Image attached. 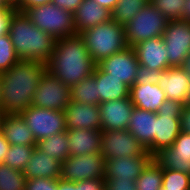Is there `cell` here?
Listing matches in <instances>:
<instances>
[{
	"instance_id": "obj_1",
	"label": "cell",
	"mask_w": 190,
	"mask_h": 190,
	"mask_svg": "<svg viewBox=\"0 0 190 190\" xmlns=\"http://www.w3.org/2000/svg\"><path fill=\"white\" fill-rule=\"evenodd\" d=\"M46 72V64L41 61L20 60L1 73L2 110L6 114L18 115L29 108Z\"/></svg>"
},
{
	"instance_id": "obj_2",
	"label": "cell",
	"mask_w": 190,
	"mask_h": 190,
	"mask_svg": "<svg viewBox=\"0 0 190 190\" xmlns=\"http://www.w3.org/2000/svg\"><path fill=\"white\" fill-rule=\"evenodd\" d=\"M79 34L55 39L47 71L71 87L93 74L96 67Z\"/></svg>"
},
{
	"instance_id": "obj_3",
	"label": "cell",
	"mask_w": 190,
	"mask_h": 190,
	"mask_svg": "<svg viewBox=\"0 0 190 190\" xmlns=\"http://www.w3.org/2000/svg\"><path fill=\"white\" fill-rule=\"evenodd\" d=\"M8 34L20 60L47 63L52 55L55 39L35 26L25 12L15 10Z\"/></svg>"
},
{
	"instance_id": "obj_4",
	"label": "cell",
	"mask_w": 190,
	"mask_h": 190,
	"mask_svg": "<svg viewBox=\"0 0 190 190\" xmlns=\"http://www.w3.org/2000/svg\"><path fill=\"white\" fill-rule=\"evenodd\" d=\"M79 35L84 40L85 46L96 64L129 47L126 43L124 26L112 19L88 28Z\"/></svg>"
},
{
	"instance_id": "obj_5",
	"label": "cell",
	"mask_w": 190,
	"mask_h": 190,
	"mask_svg": "<svg viewBox=\"0 0 190 190\" xmlns=\"http://www.w3.org/2000/svg\"><path fill=\"white\" fill-rule=\"evenodd\" d=\"M25 13L35 26L54 39L76 35L73 14L52 3L29 8Z\"/></svg>"
},
{
	"instance_id": "obj_6",
	"label": "cell",
	"mask_w": 190,
	"mask_h": 190,
	"mask_svg": "<svg viewBox=\"0 0 190 190\" xmlns=\"http://www.w3.org/2000/svg\"><path fill=\"white\" fill-rule=\"evenodd\" d=\"M168 21L165 15L149 2L124 26L126 43L133 47L142 41L163 36Z\"/></svg>"
},
{
	"instance_id": "obj_7",
	"label": "cell",
	"mask_w": 190,
	"mask_h": 190,
	"mask_svg": "<svg viewBox=\"0 0 190 190\" xmlns=\"http://www.w3.org/2000/svg\"><path fill=\"white\" fill-rule=\"evenodd\" d=\"M183 104L166 99L156 113L153 156L163 148H170L181 133L180 117Z\"/></svg>"
},
{
	"instance_id": "obj_8",
	"label": "cell",
	"mask_w": 190,
	"mask_h": 190,
	"mask_svg": "<svg viewBox=\"0 0 190 190\" xmlns=\"http://www.w3.org/2000/svg\"><path fill=\"white\" fill-rule=\"evenodd\" d=\"M106 160L102 152H94L80 156H68L61 163L59 179L78 182L83 180L105 178Z\"/></svg>"
},
{
	"instance_id": "obj_9",
	"label": "cell",
	"mask_w": 190,
	"mask_h": 190,
	"mask_svg": "<svg viewBox=\"0 0 190 190\" xmlns=\"http://www.w3.org/2000/svg\"><path fill=\"white\" fill-rule=\"evenodd\" d=\"M101 149L106 161L125 156H152L128 129L102 130Z\"/></svg>"
},
{
	"instance_id": "obj_10",
	"label": "cell",
	"mask_w": 190,
	"mask_h": 190,
	"mask_svg": "<svg viewBox=\"0 0 190 190\" xmlns=\"http://www.w3.org/2000/svg\"><path fill=\"white\" fill-rule=\"evenodd\" d=\"M36 142L66 131L65 112L31 105L22 114Z\"/></svg>"
},
{
	"instance_id": "obj_11",
	"label": "cell",
	"mask_w": 190,
	"mask_h": 190,
	"mask_svg": "<svg viewBox=\"0 0 190 190\" xmlns=\"http://www.w3.org/2000/svg\"><path fill=\"white\" fill-rule=\"evenodd\" d=\"M162 37L169 66H181L190 53V22L182 19L168 21Z\"/></svg>"
},
{
	"instance_id": "obj_12",
	"label": "cell",
	"mask_w": 190,
	"mask_h": 190,
	"mask_svg": "<svg viewBox=\"0 0 190 190\" xmlns=\"http://www.w3.org/2000/svg\"><path fill=\"white\" fill-rule=\"evenodd\" d=\"M70 101V87L47 71L36 89L32 105L64 111Z\"/></svg>"
},
{
	"instance_id": "obj_13",
	"label": "cell",
	"mask_w": 190,
	"mask_h": 190,
	"mask_svg": "<svg viewBox=\"0 0 190 190\" xmlns=\"http://www.w3.org/2000/svg\"><path fill=\"white\" fill-rule=\"evenodd\" d=\"M97 66L103 72L108 73L131 87L135 83L139 63L135 50L129 46L120 52L104 58L97 63Z\"/></svg>"
},
{
	"instance_id": "obj_14",
	"label": "cell",
	"mask_w": 190,
	"mask_h": 190,
	"mask_svg": "<svg viewBox=\"0 0 190 190\" xmlns=\"http://www.w3.org/2000/svg\"><path fill=\"white\" fill-rule=\"evenodd\" d=\"M153 159L162 169L190 175V134L181 132L170 148L161 149Z\"/></svg>"
},
{
	"instance_id": "obj_15",
	"label": "cell",
	"mask_w": 190,
	"mask_h": 190,
	"mask_svg": "<svg viewBox=\"0 0 190 190\" xmlns=\"http://www.w3.org/2000/svg\"><path fill=\"white\" fill-rule=\"evenodd\" d=\"M101 116V130H126L134 105L130 98L102 102L98 105Z\"/></svg>"
},
{
	"instance_id": "obj_16",
	"label": "cell",
	"mask_w": 190,
	"mask_h": 190,
	"mask_svg": "<svg viewBox=\"0 0 190 190\" xmlns=\"http://www.w3.org/2000/svg\"><path fill=\"white\" fill-rule=\"evenodd\" d=\"M158 85L163 89L167 99L185 105L190 99V76L180 67H170L161 71Z\"/></svg>"
},
{
	"instance_id": "obj_17",
	"label": "cell",
	"mask_w": 190,
	"mask_h": 190,
	"mask_svg": "<svg viewBox=\"0 0 190 190\" xmlns=\"http://www.w3.org/2000/svg\"><path fill=\"white\" fill-rule=\"evenodd\" d=\"M64 112L66 130H101V116L98 105L82 104L71 100Z\"/></svg>"
},
{
	"instance_id": "obj_18",
	"label": "cell",
	"mask_w": 190,
	"mask_h": 190,
	"mask_svg": "<svg viewBox=\"0 0 190 190\" xmlns=\"http://www.w3.org/2000/svg\"><path fill=\"white\" fill-rule=\"evenodd\" d=\"M153 156L119 157L106 161V179L136 181Z\"/></svg>"
},
{
	"instance_id": "obj_19",
	"label": "cell",
	"mask_w": 190,
	"mask_h": 190,
	"mask_svg": "<svg viewBox=\"0 0 190 190\" xmlns=\"http://www.w3.org/2000/svg\"><path fill=\"white\" fill-rule=\"evenodd\" d=\"M133 49L139 65L158 71L170 68L162 36L142 41L133 46Z\"/></svg>"
},
{
	"instance_id": "obj_20",
	"label": "cell",
	"mask_w": 190,
	"mask_h": 190,
	"mask_svg": "<svg viewBox=\"0 0 190 190\" xmlns=\"http://www.w3.org/2000/svg\"><path fill=\"white\" fill-rule=\"evenodd\" d=\"M156 113L139 109L134 106L130 116L128 131L146 148L153 156V139L155 137Z\"/></svg>"
},
{
	"instance_id": "obj_21",
	"label": "cell",
	"mask_w": 190,
	"mask_h": 190,
	"mask_svg": "<svg viewBox=\"0 0 190 190\" xmlns=\"http://www.w3.org/2000/svg\"><path fill=\"white\" fill-rule=\"evenodd\" d=\"M129 98L135 107L155 113L167 99L166 94L158 84L150 83L132 85Z\"/></svg>"
},
{
	"instance_id": "obj_22",
	"label": "cell",
	"mask_w": 190,
	"mask_h": 190,
	"mask_svg": "<svg viewBox=\"0 0 190 190\" xmlns=\"http://www.w3.org/2000/svg\"><path fill=\"white\" fill-rule=\"evenodd\" d=\"M69 156H80L94 152H102V130L73 129L67 130Z\"/></svg>"
},
{
	"instance_id": "obj_23",
	"label": "cell",
	"mask_w": 190,
	"mask_h": 190,
	"mask_svg": "<svg viewBox=\"0 0 190 190\" xmlns=\"http://www.w3.org/2000/svg\"><path fill=\"white\" fill-rule=\"evenodd\" d=\"M76 34L105 23L111 19V11L98 5L93 0H83L80 7L73 14Z\"/></svg>"
},
{
	"instance_id": "obj_24",
	"label": "cell",
	"mask_w": 190,
	"mask_h": 190,
	"mask_svg": "<svg viewBox=\"0 0 190 190\" xmlns=\"http://www.w3.org/2000/svg\"><path fill=\"white\" fill-rule=\"evenodd\" d=\"M61 163L35 147L29 160V164L24 168L23 174L26 179L48 178L59 179Z\"/></svg>"
},
{
	"instance_id": "obj_25",
	"label": "cell",
	"mask_w": 190,
	"mask_h": 190,
	"mask_svg": "<svg viewBox=\"0 0 190 190\" xmlns=\"http://www.w3.org/2000/svg\"><path fill=\"white\" fill-rule=\"evenodd\" d=\"M93 75L97 82L100 103L129 98L130 87L119 79L103 72L97 65Z\"/></svg>"
},
{
	"instance_id": "obj_26",
	"label": "cell",
	"mask_w": 190,
	"mask_h": 190,
	"mask_svg": "<svg viewBox=\"0 0 190 190\" xmlns=\"http://www.w3.org/2000/svg\"><path fill=\"white\" fill-rule=\"evenodd\" d=\"M2 132L10 145H36V139L21 114H6Z\"/></svg>"
},
{
	"instance_id": "obj_27",
	"label": "cell",
	"mask_w": 190,
	"mask_h": 190,
	"mask_svg": "<svg viewBox=\"0 0 190 190\" xmlns=\"http://www.w3.org/2000/svg\"><path fill=\"white\" fill-rule=\"evenodd\" d=\"M36 147L58 162L63 163L69 156L67 130L38 141Z\"/></svg>"
},
{
	"instance_id": "obj_28",
	"label": "cell",
	"mask_w": 190,
	"mask_h": 190,
	"mask_svg": "<svg viewBox=\"0 0 190 190\" xmlns=\"http://www.w3.org/2000/svg\"><path fill=\"white\" fill-rule=\"evenodd\" d=\"M97 82L94 75L84 78L79 83L70 87V100L90 105H99Z\"/></svg>"
},
{
	"instance_id": "obj_29",
	"label": "cell",
	"mask_w": 190,
	"mask_h": 190,
	"mask_svg": "<svg viewBox=\"0 0 190 190\" xmlns=\"http://www.w3.org/2000/svg\"><path fill=\"white\" fill-rule=\"evenodd\" d=\"M148 3L149 0H119L111 11V19L125 26Z\"/></svg>"
},
{
	"instance_id": "obj_30",
	"label": "cell",
	"mask_w": 190,
	"mask_h": 190,
	"mask_svg": "<svg viewBox=\"0 0 190 190\" xmlns=\"http://www.w3.org/2000/svg\"><path fill=\"white\" fill-rule=\"evenodd\" d=\"M163 169L154 161L136 179V190H161Z\"/></svg>"
},
{
	"instance_id": "obj_31",
	"label": "cell",
	"mask_w": 190,
	"mask_h": 190,
	"mask_svg": "<svg viewBox=\"0 0 190 190\" xmlns=\"http://www.w3.org/2000/svg\"><path fill=\"white\" fill-rule=\"evenodd\" d=\"M36 145H10L2 163L22 171L29 164Z\"/></svg>"
},
{
	"instance_id": "obj_32",
	"label": "cell",
	"mask_w": 190,
	"mask_h": 190,
	"mask_svg": "<svg viewBox=\"0 0 190 190\" xmlns=\"http://www.w3.org/2000/svg\"><path fill=\"white\" fill-rule=\"evenodd\" d=\"M26 180L22 171L0 163V190H25Z\"/></svg>"
},
{
	"instance_id": "obj_33",
	"label": "cell",
	"mask_w": 190,
	"mask_h": 190,
	"mask_svg": "<svg viewBox=\"0 0 190 190\" xmlns=\"http://www.w3.org/2000/svg\"><path fill=\"white\" fill-rule=\"evenodd\" d=\"M19 61L9 34L0 36V73L8 71Z\"/></svg>"
},
{
	"instance_id": "obj_34",
	"label": "cell",
	"mask_w": 190,
	"mask_h": 190,
	"mask_svg": "<svg viewBox=\"0 0 190 190\" xmlns=\"http://www.w3.org/2000/svg\"><path fill=\"white\" fill-rule=\"evenodd\" d=\"M149 2L160 10L169 21L182 19L184 0H149Z\"/></svg>"
},
{
	"instance_id": "obj_35",
	"label": "cell",
	"mask_w": 190,
	"mask_h": 190,
	"mask_svg": "<svg viewBox=\"0 0 190 190\" xmlns=\"http://www.w3.org/2000/svg\"><path fill=\"white\" fill-rule=\"evenodd\" d=\"M162 188L190 189V175L180 171L163 169Z\"/></svg>"
},
{
	"instance_id": "obj_36",
	"label": "cell",
	"mask_w": 190,
	"mask_h": 190,
	"mask_svg": "<svg viewBox=\"0 0 190 190\" xmlns=\"http://www.w3.org/2000/svg\"><path fill=\"white\" fill-rule=\"evenodd\" d=\"M161 71L148 69L142 65L138 66L134 84H158Z\"/></svg>"
},
{
	"instance_id": "obj_37",
	"label": "cell",
	"mask_w": 190,
	"mask_h": 190,
	"mask_svg": "<svg viewBox=\"0 0 190 190\" xmlns=\"http://www.w3.org/2000/svg\"><path fill=\"white\" fill-rule=\"evenodd\" d=\"M25 190H55V179H48V178L27 179Z\"/></svg>"
},
{
	"instance_id": "obj_38",
	"label": "cell",
	"mask_w": 190,
	"mask_h": 190,
	"mask_svg": "<svg viewBox=\"0 0 190 190\" xmlns=\"http://www.w3.org/2000/svg\"><path fill=\"white\" fill-rule=\"evenodd\" d=\"M105 190H136V181L104 178Z\"/></svg>"
},
{
	"instance_id": "obj_39",
	"label": "cell",
	"mask_w": 190,
	"mask_h": 190,
	"mask_svg": "<svg viewBox=\"0 0 190 190\" xmlns=\"http://www.w3.org/2000/svg\"><path fill=\"white\" fill-rule=\"evenodd\" d=\"M14 11L13 8H0V36L8 34L9 23Z\"/></svg>"
},
{
	"instance_id": "obj_40",
	"label": "cell",
	"mask_w": 190,
	"mask_h": 190,
	"mask_svg": "<svg viewBox=\"0 0 190 190\" xmlns=\"http://www.w3.org/2000/svg\"><path fill=\"white\" fill-rule=\"evenodd\" d=\"M83 0H52V4L74 14Z\"/></svg>"
},
{
	"instance_id": "obj_41",
	"label": "cell",
	"mask_w": 190,
	"mask_h": 190,
	"mask_svg": "<svg viewBox=\"0 0 190 190\" xmlns=\"http://www.w3.org/2000/svg\"><path fill=\"white\" fill-rule=\"evenodd\" d=\"M80 190H105L104 178H95L80 181Z\"/></svg>"
},
{
	"instance_id": "obj_42",
	"label": "cell",
	"mask_w": 190,
	"mask_h": 190,
	"mask_svg": "<svg viewBox=\"0 0 190 190\" xmlns=\"http://www.w3.org/2000/svg\"><path fill=\"white\" fill-rule=\"evenodd\" d=\"M181 132L190 134V103L183 105L180 117Z\"/></svg>"
},
{
	"instance_id": "obj_43",
	"label": "cell",
	"mask_w": 190,
	"mask_h": 190,
	"mask_svg": "<svg viewBox=\"0 0 190 190\" xmlns=\"http://www.w3.org/2000/svg\"><path fill=\"white\" fill-rule=\"evenodd\" d=\"M55 190H80V181L70 182L61 179H55Z\"/></svg>"
},
{
	"instance_id": "obj_44",
	"label": "cell",
	"mask_w": 190,
	"mask_h": 190,
	"mask_svg": "<svg viewBox=\"0 0 190 190\" xmlns=\"http://www.w3.org/2000/svg\"><path fill=\"white\" fill-rule=\"evenodd\" d=\"M51 2L52 0H22L21 7L18 9V11L25 12L29 8L50 4Z\"/></svg>"
},
{
	"instance_id": "obj_45",
	"label": "cell",
	"mask_w": 190,
	"mask_h": 190,
	"mask_svg": "<svg viewBox=\"0 0 190 190\" xmlns=\"http://www.w3.org/2000/svg\"><path fill=\"white\" fill-rule=\"evenodd\" d=\"M10 144L5 139L3 132H0V163L3 162L5 154L7 153Z\"/></svg>"
},
{
	"instance_id": "obj_46",
	"label": "cell",
	"mask_w": 190,
	"mask_h": 190,
	"mask_svg": "<svg viewBox=\"0 0 190 190\" xmlns=\"http://www.w3.org/2000/svg\"><path fill=\"white\" fill-rule=\"evenodd\" d=\"M93 1H95L100 6L107 8L109 11H112L119 0H93Z\"/></svg>"
},
{
	"instance_id": "obj_47",
	"label": "cell",
	"mask_w": 190,
	"mask_h": 190,
	"mask_svg": "<svg viewBox=\"0 0 190 190\" xmlns=\"http://www.w3.org/2000/svg\"><path fill=\"white\" fill-rule=\"evenodd\" d=\"M182 20L190 22V0H184Z\"/></svg>"
},
{
	"instance_id": "obj_48",
	"label": "cell",
	"mask_w": 190,
	"mask_h": 190,
	"mask_svg": "<svg viewBox=\"0 0 190 190\" xmlns=\"http://www.w3.org/2000/svg\"><path fill=\"white\" fill-rule=\"evenodd\" d=\"M7 7L18 10L21 7L22 0H2Z\"/></svg>"
},
{
	"instance_id": "obj_49",
	"label": "cell",
	"mask_w": 190,
	"mask_h": 190,
	"mask_svg": "<svg viewBox=\"0 0 190 190\" xmlns=\"http://www.w3.org/2000/svg\"><path fill=\"white\" fill-rule=\"evenodd\" d=\"M180 67L190 76V53L185 57V61Z\"/></svg>"
},
{
	"instance_id": "obj_50",
	"label": "cell",
	"mask_w": 190,
	"mask_h": 190,
	"mask_svg": "<svg viewBox=\"0 0 190 190\" xmlns=\"http://www.w3.org/2000/svg\"><path fill=\"white\" fill-rule=\"evenodd\" d=\"M5 115H6V113L3 110H0V132H2Z\"/></svg>"
},
{
	"instance_id": "obj_51",
	"label": "cell",
	"mask_w": 190,
	"mask_h": 190,
	"mask_svg": "<svg viewBox=\"0 0 190 190\" xmlns=\"http://www.w3.org/2000/svg\"><path fill=\"white\" fill-rule=\"evenodd\" d=\"M0 110H2V100H1V73H0Z\"/></svg>"
},
{
	"instance_id": "obj_52",
	"label": "cell",
	"mask_w": 190,
	"mask_h": 190,
	"mask_svg": "<svg viewBox=\"0 0 190 190\" xmlns=\"http://www.w3.org/2000/svg\"><path fill=\"white\" fill-rule=\"evenodd\" d=\"M0 8H10L7 7L2 0H0Z\"/></svg>"
},
{
	"instance_id": "obj_53",
	"label": "cell",
	"mask_w": 190,
	"mask_h": 190,
	"mask_svg": "<svg viewBox=\"0 0 190 190\" xmlns=\"http://www.w3.org/2000/svg\"><path fill=\"white\" fill-rule=\"evenodd\" d=\"M161 190H190V189H168V188H161Z\"/></svg>"
}]
</instances>
